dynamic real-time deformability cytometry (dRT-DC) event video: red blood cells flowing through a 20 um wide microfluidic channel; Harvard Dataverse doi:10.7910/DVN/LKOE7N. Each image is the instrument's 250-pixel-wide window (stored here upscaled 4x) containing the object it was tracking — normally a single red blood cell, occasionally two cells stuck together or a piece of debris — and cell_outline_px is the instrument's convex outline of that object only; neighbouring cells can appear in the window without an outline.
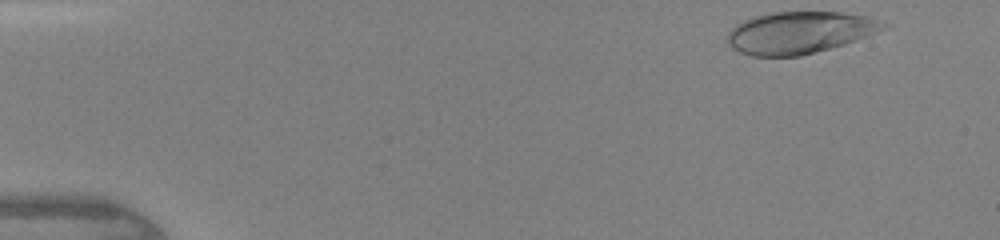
{"species": "human", "species_latin": "Homo sapiens", "temperature_condition": "warm", "stored_images_in_passage": 41, "camera_frame_rate_fps": 3000, "um_per_image_px": 0.085, "donor": {"sex": "female"}, "frame": {"image": 1, "passage_image": 1, "time_ms": 0.0, "image_size_px": [1000, 240], "cell_outline_px": [[888, 28], [856, 40], [844, 44], [800, 56], [752, 56], [740, 52], [732, 48], [728, 44], [728, 32], [736, 24], [752, 16], [768, 12], [840, 12], [868, 16], [888, 24]], "centroid_in_image_um": [67.95, 2.76], "position_along_channel_um": 17.0, "area_um2": 38.21}}
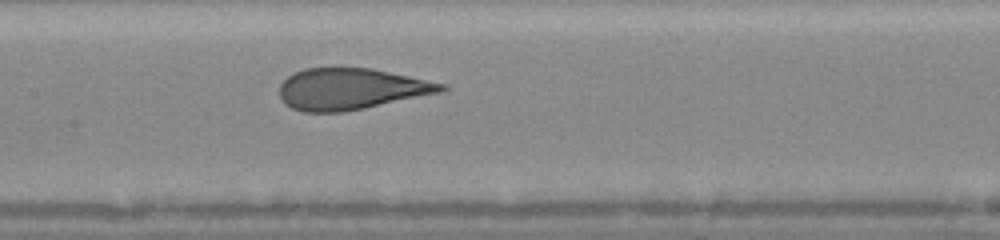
{"frame": {"image": 2, "passage_image": 19, "time_ms": 6.0, "image_size_px": [1000, 240], "cell_outline_px": [[448, 88], [444, 92], [344, 112], [304, 112], [292, 108], [284, 104], [280, 96], [280, 84], [292, 72], [304, 68], [372, 68], [448, 84]], "centroid_in_image_um": [29.86, 7.56], "position_along_channel_um": 177.5, "area_um2": 39.25}}
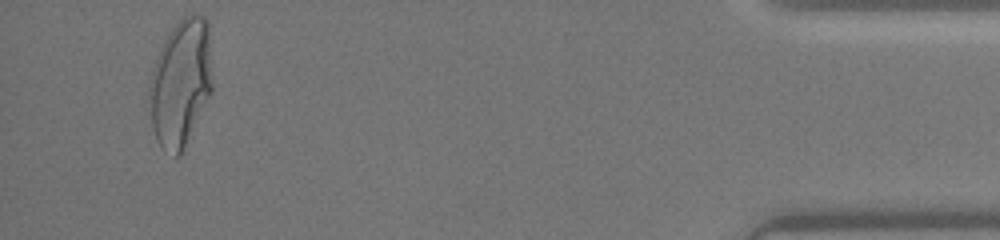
{"frame": {"image": 3, "passage_image": 39, "time_ms": 12.667, "image_size_px": [1000, 240], "cell_outline_px": [[212, 92], [180, 152], [176, 156], [164, 152], [160, 148], [156, 140], [152, 124], [148, 96], [148, 88], [156, 56], [168, 32], [184, 16], [192, 12], [204, 16], [208, 20], [212, 84]], "centroid_in_image_um": [15.34, 6.99], "position_along_channel_um": 419.9, "area_um2": 46.7}}